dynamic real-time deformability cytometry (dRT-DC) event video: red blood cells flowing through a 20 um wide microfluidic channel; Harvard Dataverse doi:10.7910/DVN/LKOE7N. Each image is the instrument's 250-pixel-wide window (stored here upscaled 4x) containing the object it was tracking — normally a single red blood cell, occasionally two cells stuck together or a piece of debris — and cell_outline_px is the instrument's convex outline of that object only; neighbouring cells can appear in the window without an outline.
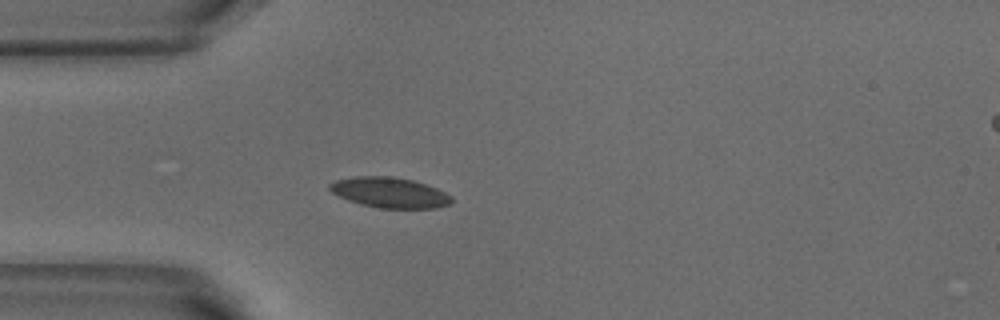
{"species": "common noctule bat (a hibernating species)", "species_latin": "Nyctalus noctula", "temperature_condition": "warm", "stored_images_in_passage": 52, "camera_frame_rate_fps": 3000, "um_per_image_px": 0.085, "animal": {"sex": "male", "body_mass_g": 18.8}, "frame": {"image": 1, "passage_image": 14, "time_ms": 4.333, "image_size_px": [1000, 320], "cell_outline_px": [[452, 204], [436, 208], [380, 208], [360, 204], [348, 200], [332, 192], [328, 188], [328, 184], [336, 180], [356, 176], [388, 176], [412, 180], [436, 188], [452, 196]], "centroid_in_image_um": [33.12, 16.37], "position_along_channel_um": 51.9, "area_um2": 21.5}}
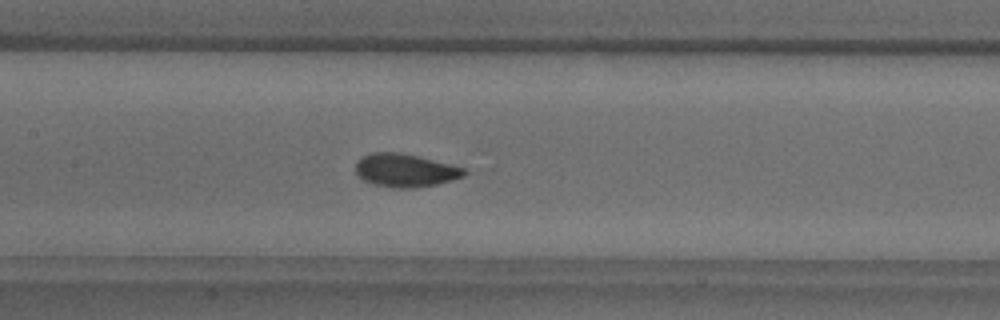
{"frame": {"image": 2, "passage_image": 24, "time_ms": 7.667, "image_size_px": [1000, 320], "cell_outline_px": [[468, 172], [464, 176], [452, 180], [436, 184], [416, 188], [392, 188], [376, 184], [364, 180], [356, 172], [356, 160], [372, 152], [396, 152], [416, 156], [464, 168]], "centroid_in_image_um": [34.44, 14.49], "position_along_channel_um": 173.0, "area_um2": 20.69}}
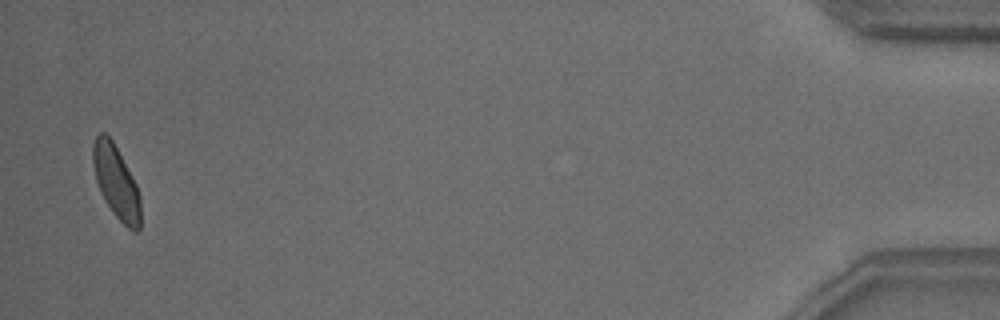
{"frame": {"image": 3, "passage_image": 51, "time_ms": 16.667, "image_size_px": [1000, 320], "cell_outline_px": [[140, 228], [136, 232], [132, 232], [112, 212], [100, 192], [96, 180], [92, 164], [92, 144], [96, 136], [100, 132], [104, 132], [112, 140], [136, 184], [140, 196]], "centroid_in_image_um": [9.86, 15.48], "position_along_channel_um": 425.3, "area_um2": 20.11}, "authors_computed_cell_mechanics": {"area_um2": 20.2878, "velocity_mm_per_s": 3.8086, "shape_relaxation_time_tau1_ms": 3.5869, "shape_relaxation_time_tau2_ms": 0.8917, "deformation_change_tau1": 0.1077, "deformation_change_tau2": 0.0604}}